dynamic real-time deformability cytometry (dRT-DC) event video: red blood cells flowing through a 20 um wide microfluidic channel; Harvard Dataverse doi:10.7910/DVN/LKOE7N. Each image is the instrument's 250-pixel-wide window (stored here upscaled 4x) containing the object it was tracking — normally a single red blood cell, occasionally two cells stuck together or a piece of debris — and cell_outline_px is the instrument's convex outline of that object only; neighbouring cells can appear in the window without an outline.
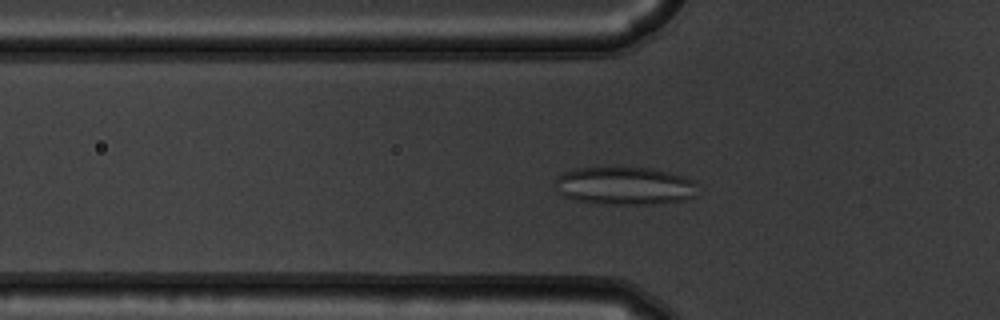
{"species": "common noctule bat (a hibernating species)", "species_latin": "Nyctalus noctula", "temperature_condition": "warm", "stored_images_in_passage": 55, "camera_frame_rate_fps": 3000, "um_per_image_px": 0.085, "animal": {"sex": "male", "body_mass_g": 19.5, "forearm_length_mm": 54.6}, "frame": {"image": 1, "passage_image": 19, "time_ms": 6.0, "image_size_px": [1000, 320], "cell_outline_px": [[696, 196], [684, 200], [660, 204], [608, 204], [576, 200], [564, 196], [556, 192], [552, 184], [556, 176], [564, 172], [576, 168], [652, 168], [684, 176], [696, 180]], "centroid_in_image_um": [53.08, 15.8], "position_along_channel_um": 72.7, "area_um2": 31.91}}
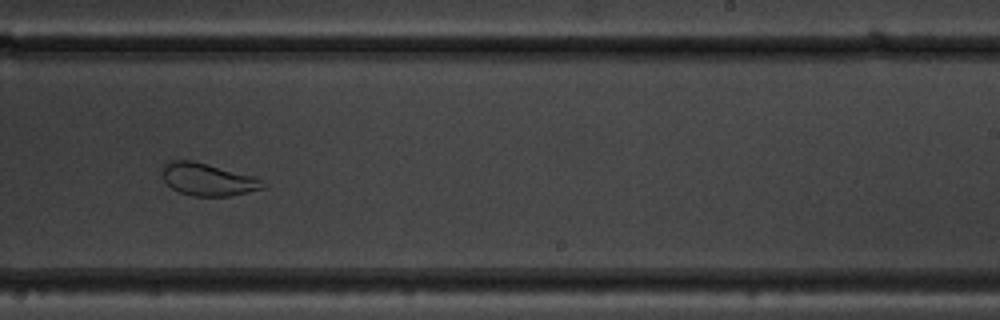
{"frame": {"image": 2, "passage_image": 35, "time_ms": 11.333, "image_size_px": [1000, 320], "cell_outline_px": [[268, 184], [264, 188], [232, 196], [192, 196], [180, 192], [172, 188], [164, 180], [164, 164], [168, 160], [192, 160], [256, 176], [264, 180]], "centroid_in_image_um": [17.74, 15.25], "position_along_channel_um": 271.3, "area_um2": 19.19}}
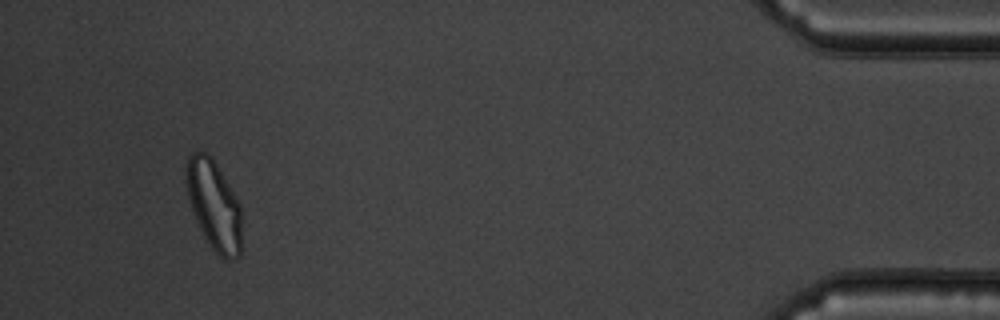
{"frame": {"image": 3, "passage_image": 52, "time_ms": 17.0, "image_size_px": [1000, 320], "cell_outline_px": [[240, 256], [236, 260], [224, 260], [212, 248], [204, 236], [196, 220], [188, 196], [184, 176], [184, 168], [188, 156], [192, 152], [208, 152], [216, 164], [240, 204]], "centroid_in_image_um": [18.16, 17.42], "position_along_channel_um": 417.0, "area_um2": 28.84}}